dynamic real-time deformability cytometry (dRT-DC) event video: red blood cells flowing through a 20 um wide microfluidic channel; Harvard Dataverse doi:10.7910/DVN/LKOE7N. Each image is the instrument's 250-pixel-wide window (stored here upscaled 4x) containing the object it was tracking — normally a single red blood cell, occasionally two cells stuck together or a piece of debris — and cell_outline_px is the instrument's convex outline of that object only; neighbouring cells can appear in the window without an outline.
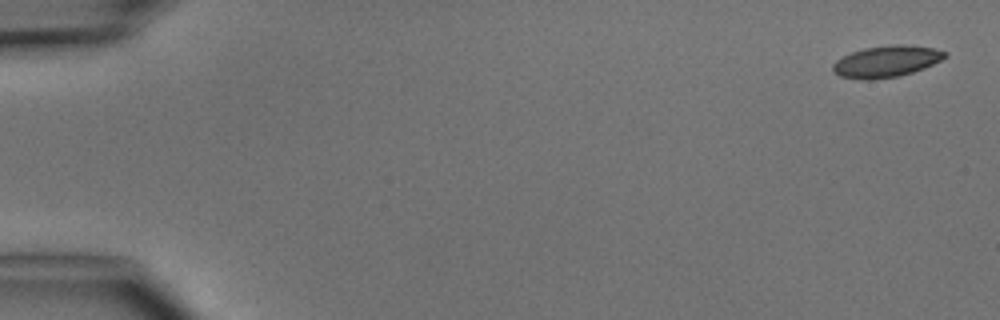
{"species": "common noctule bat (a hibernating species)", "species_latin": "Nyctalus noctula", "temperature_condition": "cold", "stored_images_in_passage": 7, "camera_frame_rate_fps": 3000, "um_per_image_px": 0.085, "animal": {"sex": "male", "body_mass_g": 15.6}, "frame": {"image": 1, "passage_image": 1, "time_ms": 0.0, "image_size_px": [1000, 320], "cell_outline_px": [[948, 56], [924, 68], [900, 76], [868, 80], [864, 80], [840, 76], [832, 72], [832, 64], [836, 60], [852, 52], [864, 48], [892, 44], [900, 44], [932, 48], [948, 52]], "centroid_in_image_um": [75.32, 5.22], "position_along_channel_um": 9.7, "area_um2": 20.52}}
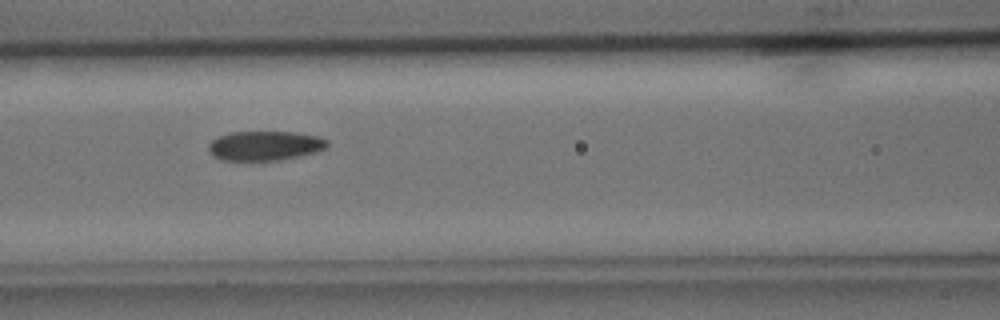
{"frame": {"image": 2, "passage_image": 7, "time_ms": 6.667, "image_size_px": [1000, 320], "cell_outline_px": [[328, 148], [316, 152], [300, 156], [280, 160], [220, 160], [212, 156], [208, 148], [208, 144], [216, 136], [228, 132], [292, 132], [320, 136], [328, 140]], "centroid_in_image_um": [22.51, 12.38], "position_along_channel_um": 144.1, "area_um2": 20.69}}